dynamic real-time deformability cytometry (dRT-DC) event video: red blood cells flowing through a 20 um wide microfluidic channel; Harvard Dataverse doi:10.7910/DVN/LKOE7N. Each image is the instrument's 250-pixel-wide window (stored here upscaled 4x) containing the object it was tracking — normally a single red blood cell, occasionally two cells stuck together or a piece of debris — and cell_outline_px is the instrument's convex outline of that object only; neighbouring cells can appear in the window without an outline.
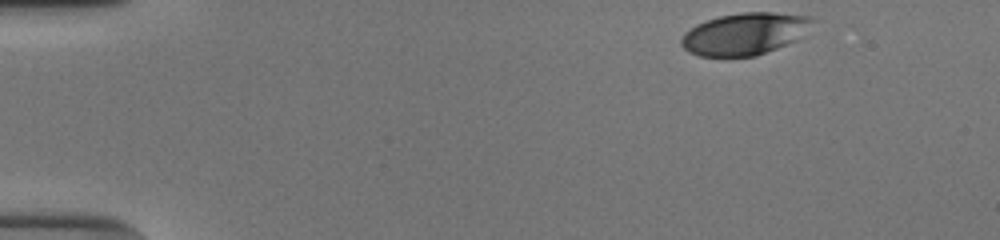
{"species": "human", "species_latin": "Homo sapiens", "temperature_condition": "cold", "stored_images_in_passage": 40, "camera_frame_rate_fps": 3000, "um_per_image_px": 0.085, "donor": {"sex": "male"}, "frame": {"image": 1, "passage_image": 1, "time_ms": 0.0, "image_size_px": [1000, 240], "cell_outline_px": [[820, 20], [796, 40], [756, 56], [700, 56], [688, 52], [680, 44], [680, 40], [684, 32], [696, 24], [720, 16], [740, 12], [772, 12], [812, 16]], "centroid_in_image_um": [63.34, 2.86], "position_along_channel_um": 21.7, "area_um2": 32.37}}
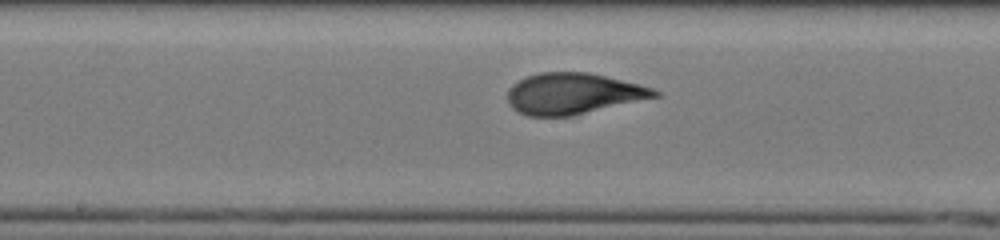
{"frame": {"image": 2, "passage_image": 23, "time_ms": 7.333, "image_size_px": [1000, 240], "cell_outline_px": [[660, 96], [568, 116], [528, 116], [516, 112], [508, 104], [508, 88], [512, 84], [528, 76], [540, 72], [588, 72], [640, 84], [652, 88], [660, 92]], "centroid_in_image_um": [48.68, 7.95], "position_along_channel_um": 199.5, "area_um2": 35.03}}
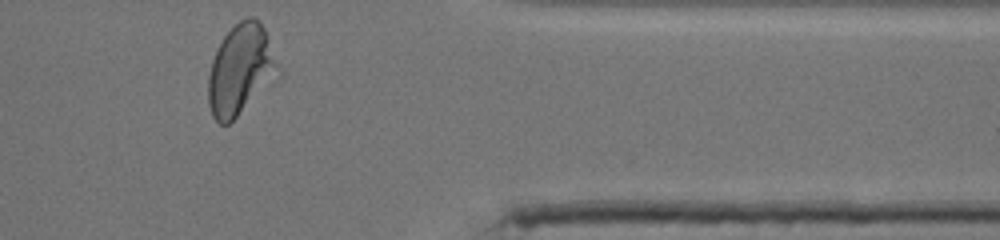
{"frame": {"image": 3, "passage_image": 39, "time_ms": 12.667, "image_size_px": [1000, 240], "cell_outline_px": [[276, 64], [236, 116], [228, 124], [220, 124], [212, 116], [208, 104], [208, 76], [212, 60], [224, 36], [240, 20], [248, 16], [252, 16], [260, 20], [264, 28]], "centroid_in_image_um": [20.28, 5.84], "position_along_channel_um": 391.1, "area_um2": 33.64}, "authors_computed_cell_mechanics": {"area_um2": 34.7089, "velocity_mm_per_s": 3.8755, "shape_relaxation_time_tau1_ms": 3.1485, "shape_relaxation_time_tau2_ms": 0.7171, "deformation_change_tau1": 0.1822, "deformation_change_tau2": 0.075}}